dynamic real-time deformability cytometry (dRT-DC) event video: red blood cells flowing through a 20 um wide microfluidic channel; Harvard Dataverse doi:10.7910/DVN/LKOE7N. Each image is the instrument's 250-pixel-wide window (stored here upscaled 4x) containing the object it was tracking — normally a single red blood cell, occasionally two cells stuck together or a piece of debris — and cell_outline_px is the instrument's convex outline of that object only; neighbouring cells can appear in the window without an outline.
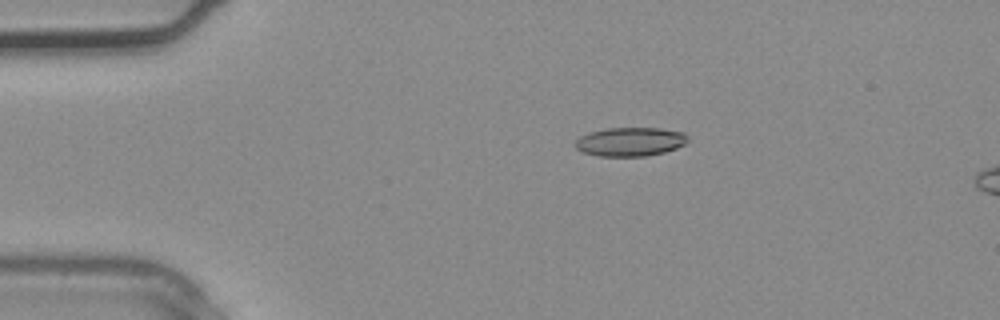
{"species": "common noctule bat (a hibernating species)", "species_latin": "Nyctalus noctula", "temperature_condition": "warm", "stored_images_in_passage": 3, "camera_frame_rate_fps": 3000, "um_per_image_px": 0.085, "animal": {"sex": "male", "body_mass_g": 20.4}, "frame": {"image": 1, "passage_image": 2, "time_ms": 0.333, "image_size_px": [1000, 320], "cell_outline_px": [[688, 140], [684, 144], [676, 148], [664, 152], [648, 156], [596, 156], [580, 152], [572, 144], [580, 136], [588, 132], [608, 128], [660, 128], [684, 132], [688, 136]], "centroid_in_image_um": [53.53, 12.05], "position_along_channel_um": 31.5, "area_um2": 19.19}}